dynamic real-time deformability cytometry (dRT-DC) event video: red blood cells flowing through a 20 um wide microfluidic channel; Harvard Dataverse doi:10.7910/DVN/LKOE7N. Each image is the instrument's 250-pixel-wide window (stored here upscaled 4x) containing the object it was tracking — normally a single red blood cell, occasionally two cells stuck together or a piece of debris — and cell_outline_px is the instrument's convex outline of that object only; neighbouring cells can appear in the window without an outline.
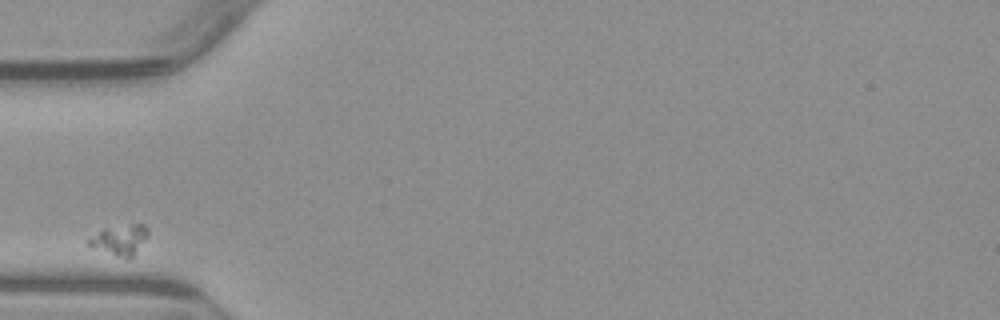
{"species": "common noctule bat (a hibernating species)", "species_latin": "Nyctalus noctula", "temperature_condition": "warm", "stored_images_in_passage": 2, "camera_frame_rate_fps": 3000, "um_per_image_px": 0.085, "animal": {"sex": "male", "body_mass_g": 23.1, "forearm_length_mm": 52.7}, "frame": {"image": 1, "passage_image": 1, "time_ms": 0.0, "image_size_px": [1000, 320], "cell_outline_px": [[148, 236], [132, 256], [128, 260], [124, 260], [92, 248], [88, 244], [88, 240], [104, 228], [132, 224], [144, 224], [148, 228]], "centroid_in_image_um": [10.2, 20.42], "position_along_channel_um": 74.8, "area_um2": 10.52}}